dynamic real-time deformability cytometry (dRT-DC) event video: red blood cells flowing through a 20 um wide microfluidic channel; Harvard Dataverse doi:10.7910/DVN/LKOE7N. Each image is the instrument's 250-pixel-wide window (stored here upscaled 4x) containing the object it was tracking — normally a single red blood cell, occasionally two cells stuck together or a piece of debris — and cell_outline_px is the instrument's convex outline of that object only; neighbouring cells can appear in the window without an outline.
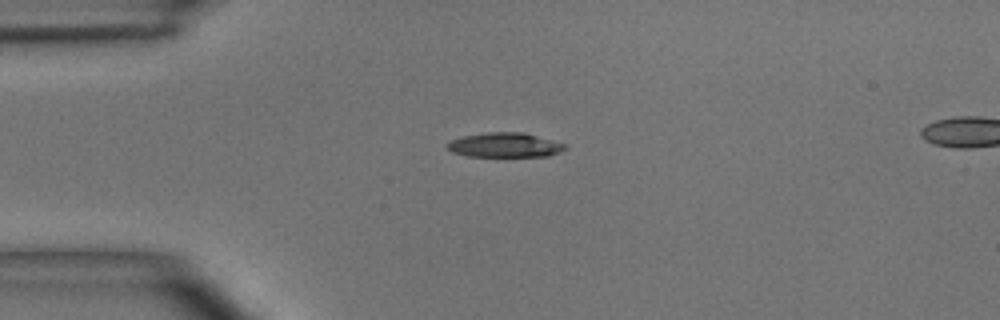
{"species": "common noctule bat (a hibernating species)", "species_latin": "Nyctalus noctula", "temperature_condition": "room temperature", "stored_images_in_passage": 41, "segment_of_instrument_passage": [1, 2], "camera_frame_rate_fps": 3000, "um_per_image_px": 0.085, "animal": {"sex": "male", "body_mass_g": 15.6}, "frame": {"image": 1, "passage_image": 1, "time_ms": 0.0, "image_size_px": [1000, 320], "cell_outline_px": [[568, 148], [560, 152], [548, 156], [468, 156], [452, 152], [444, 144], [452, 140], [464, 136], [488, 132], [524, 132], [564, 144]], "centroid_in_image_um": [42.9, 12.33], "position_along_channel_um": 42.1, "area_um2": 16.7}}
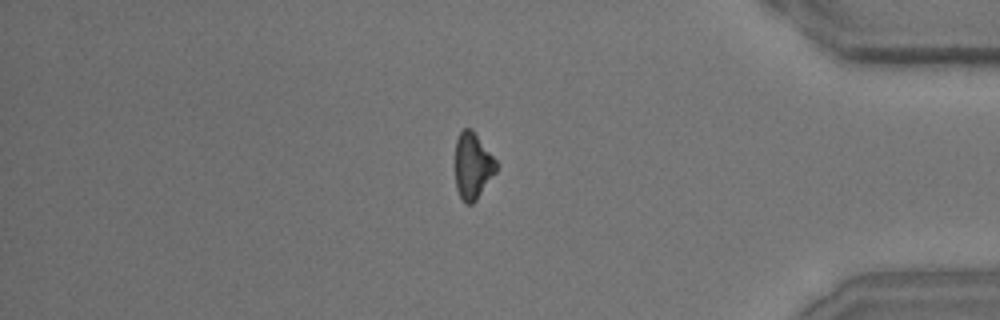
{"frame": {"image": 2, "passage_image": 32, "time_ms": 10.333, "image_size_px": [1000, 320], "cell_outline_px": [[496, 172], [476, 200], [472, 204], [464, 204], [456, 188], [456, 140], [460, 132], [464, 128], [472, 128], [496, 160]], "centroid_in_image_um": [40.18, 14.1], "position_along_channel_um": 395.0, "area_um2": 15.78}}
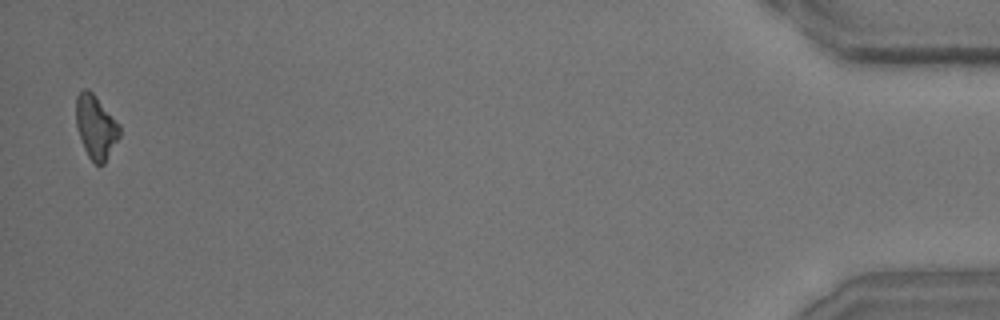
{"frame": {"image": 3, "passage_image": 39, "time_ms": 12.667, "image_size_px": [1000, 320], "cell_outline_px": [[120, 136], [104, 164], [96, 164], [88, 156], [84, 148], [76, 124], [76, 96], [84, 88], [88, 88], [92, 92], [120, 124]], "centroid_in_image_um": [8.15, 10.77], "position_along_channel_um": 427.0, "area_um2": 16.01}}